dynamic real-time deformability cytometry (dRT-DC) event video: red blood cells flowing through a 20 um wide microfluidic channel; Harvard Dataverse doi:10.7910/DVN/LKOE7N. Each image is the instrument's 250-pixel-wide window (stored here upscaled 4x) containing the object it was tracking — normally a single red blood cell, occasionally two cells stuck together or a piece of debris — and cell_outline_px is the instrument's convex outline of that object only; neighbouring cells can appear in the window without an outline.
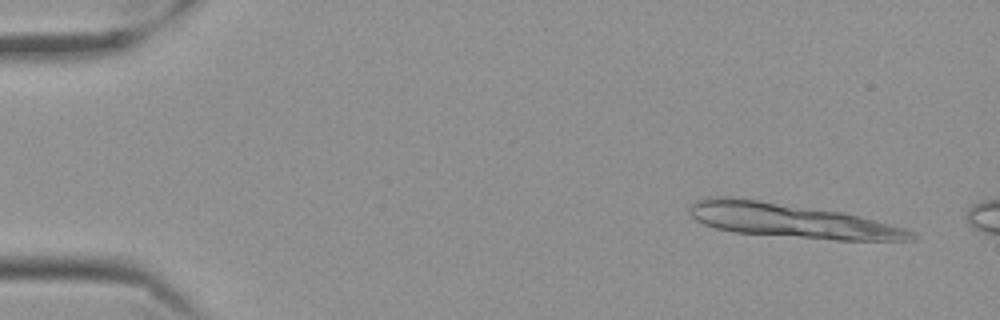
{"species": "Egyptian fruit bat (a non-hibernating species)", "species_latin": "Rousettus aegyptiacus", "temperature_condition": "cold", "stored_images_in_passage": 9, "camera_frame_rate_fps": 3000, "um_per_image_px": 0.085, "frame": {"image": 1, "passage_image": 3, "time_ms": 0.667, "image_size_px": [1000, 320], "cell_outline_px": [[916, 232], [912, 240], [836, 240], [732, 232], [716, 228], [704, 224], [696, 220], [692, 216], [688, 208], [696, 200], [716, 196], [728, 196], [760, 200], [840, 212], [904, 228]], "centroid_in_image_um": [67.18, 18.75], "position_along_channel_um": 17.8, "area_um2": 43.47}}